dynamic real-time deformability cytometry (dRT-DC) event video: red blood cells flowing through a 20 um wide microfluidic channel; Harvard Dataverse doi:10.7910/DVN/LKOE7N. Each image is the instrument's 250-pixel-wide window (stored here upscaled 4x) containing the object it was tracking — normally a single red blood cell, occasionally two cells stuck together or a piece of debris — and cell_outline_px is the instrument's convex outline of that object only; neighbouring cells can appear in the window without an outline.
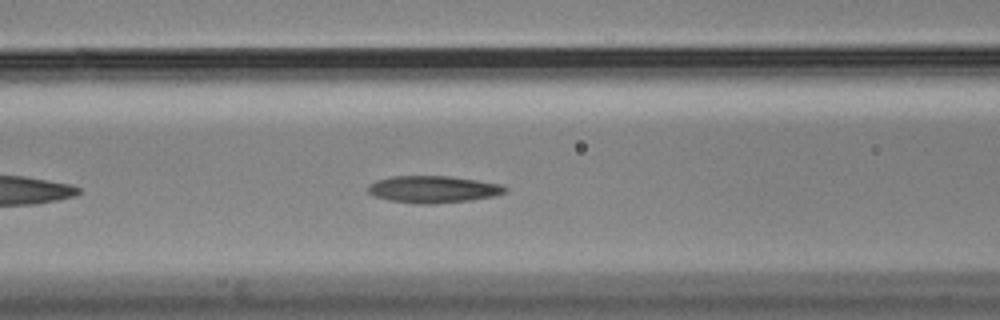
{"species": "Egyptian fruit bat (a non-hibernating species)", "species_latin": "Rousettus aegyptiacus", "temperature_condition": "cold", "stored_images_in_passage": 42, "camera_frame_rate_fps": 3000, "um_per_image_px": 0.085, "animal": {"sex": "male"}, "frame": {"image": 1, "passage_image": 7, "time_ms": 2.0, "image_size_px": [1000, 320], "cell_outline_px": [[508, 192], [492, 196], [468, 200], [432, 204], [420, 204], [388, 200], [376, 196], [368, 192], [368, 184], [376, 180], [392, 176], [448, 176], [476, 180], [500, 184], [508, 188]], "centroid_in_image_um": [36.8, 16.08], "position_along_channel_um": 129.8, "area_um2": 21.44}}